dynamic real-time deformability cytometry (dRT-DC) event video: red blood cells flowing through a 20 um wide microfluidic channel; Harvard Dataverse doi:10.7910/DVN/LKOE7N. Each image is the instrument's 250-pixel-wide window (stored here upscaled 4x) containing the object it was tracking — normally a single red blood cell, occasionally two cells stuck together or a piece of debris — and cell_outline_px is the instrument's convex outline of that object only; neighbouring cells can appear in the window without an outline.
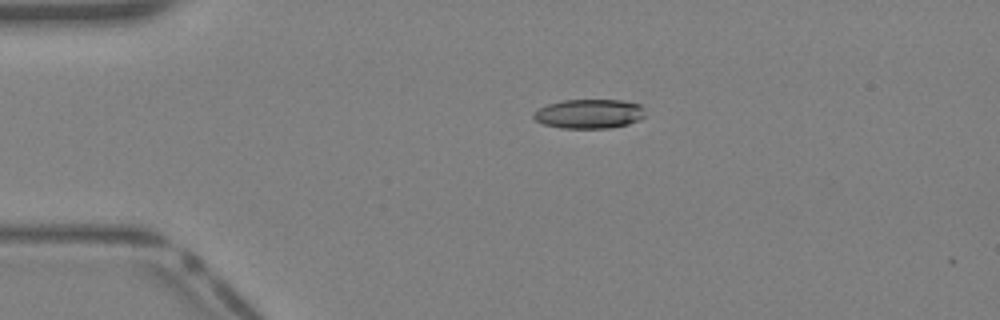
{"species": "Egyptian fruit bat (a non-hibernating species)", "species_latin": "Rousettus aegyptiacus", "temperature_condition": "warm", "stored_images_in_passage": 11, "camera_frame_rate_fps": 3000, "um_per_image_px": 0.085, "animal": {"sex": "female"}, "frame": {"image": 1, "passage_image": 9, "time_ms": 2.667, "image_size_px": [1000, 320], "cell_outline_px": [[644, 116], [640, 120], [628, 124], [608, 128], [560, 128], [544, 124], [536, 120], [532, 116], [532, 112], [548, 104], [564, 100], [620, 100], [640, 104], [644, 108]], "centroid_in_image_um": [50.08, 9.67], "position_along_channel_um": 34.9, "area_um2": 19.07}}